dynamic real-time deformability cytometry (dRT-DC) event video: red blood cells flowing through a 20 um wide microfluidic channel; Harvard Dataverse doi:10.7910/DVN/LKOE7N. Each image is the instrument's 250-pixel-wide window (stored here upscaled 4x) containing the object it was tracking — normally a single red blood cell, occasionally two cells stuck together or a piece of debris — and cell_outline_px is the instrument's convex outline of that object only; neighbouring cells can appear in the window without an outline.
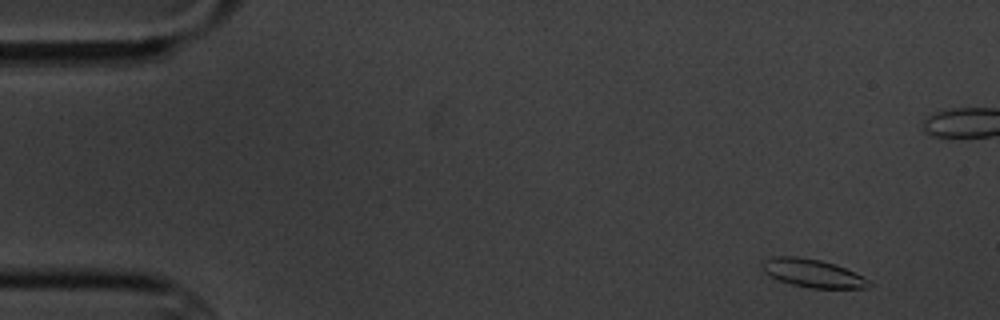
{"species": "common noctule bat (a hibernating species)", "species_latin": "Nyctalus noctula", "temperature_condition": "cold", "stored_images_in_passage": 10, "segment_of_instrument_passage": [1, 2], "camera_frame_rate_fps": 3000, "um_per_image_px": 0.085, "animal": {"sex": "male", "body_mass_g": 20.1, "forearm_length_mm": 53.5}, "frame": {"image": 1, "passage_image": 2, "time_ms": 1.0, "image_size_px": [1000, 320], "cell_outline_px": [[872, 284], [868, 288], [812, 288], [792, 284], [780, 280], [764, 272], [760, 264], [764, 260], [776, 256], [796, 256], [820, 260], [836, 264], [864, 276]], "centroid_in_image_um": [69.1, 23.22], "position_along_channel_um": 15.9, "area_um2": 17.46}}
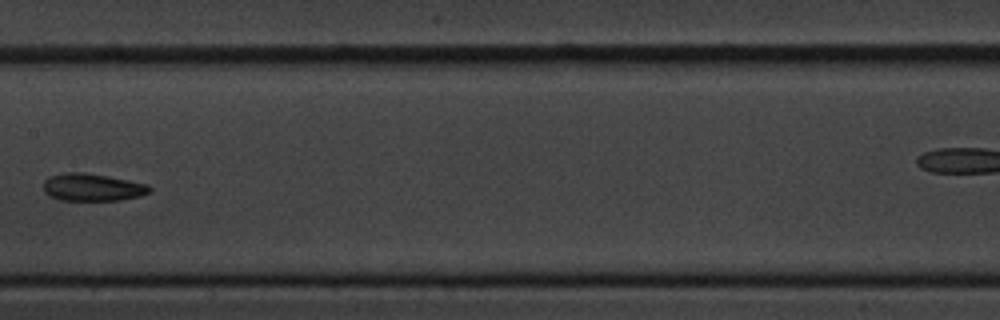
{"frame": {"image": 2, "passage_image": 9, "time_ms": 9.333, "image_size_px": [1000, 320], "cell_outline_px": [[152, 188], [148, 192], [140, 196], [120, 200], [60, 200], [44, 192], [44, 180], [48, 176], [64, 172], [84, 172], [108, 176], [148, 184]], "centroid_in_image_um": [7.84, 15.91], "position_along_channel_um": 199.6, "area_um2": 16.99}}